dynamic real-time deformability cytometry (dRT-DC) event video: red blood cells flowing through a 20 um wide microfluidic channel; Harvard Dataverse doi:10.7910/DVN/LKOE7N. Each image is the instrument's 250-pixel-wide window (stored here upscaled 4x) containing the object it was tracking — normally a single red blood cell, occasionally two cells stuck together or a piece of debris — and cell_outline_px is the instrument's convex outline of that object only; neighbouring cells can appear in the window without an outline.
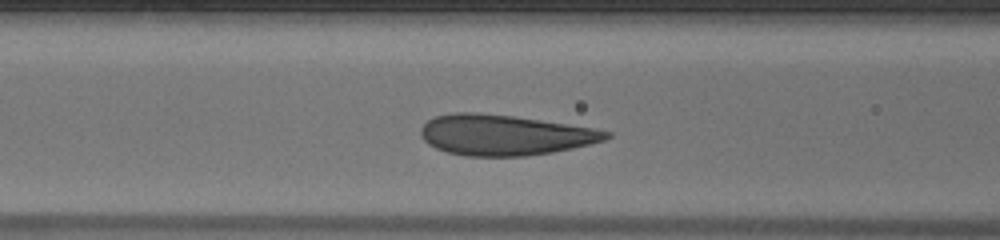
{"species": "human", "species_latin": "Homo sapiens", "temperature_condition": "warm", "stored_images_in_passage": 29, "camera_frame_rate_fps": 3000, "um_per_image_px": 0.085, "donor": {"sex": "male"}, "frame": {"image": 1, "passage_image": 7, "time_ms": 2.0, "image_size_px": [1000, 240], "cell_outline_px": [[612, 136], [604, 140], [572, 148], [552, 152], [528, 156], [464, 156], [448, 152], [436, 148], [428, 144], [424, 140], [420, 132], [420, 128], [428, 120], [436, 116], [456, 112], [476, 112], [512, 116], [592, 128], [612, 132]], "centroid_in_image_um": [42.85, 11.48], "position_along_channel_um": 123.7, "area_um2": 43.47}}
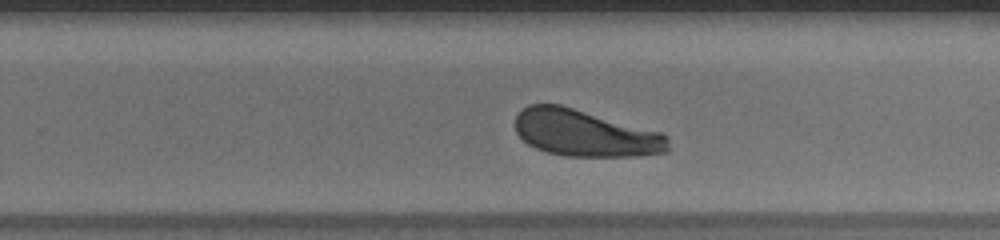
{"frame": {"image": 2, "passage_image": 19, "time_ms": 6.0, "image_size_px": [1000, 240], "cell_outline_px": [[668, 152], [640, 156], [564, 156], [548, 152], [536, 148], [528, 144], [516, 132], [516, 116], [528, 104], [560, 104], [660, 132], [668, 140]], "centroid_in_image_um": [49.72, 11.32], "position_along_channel_um": 280.1, "area_um2": 41.33}}
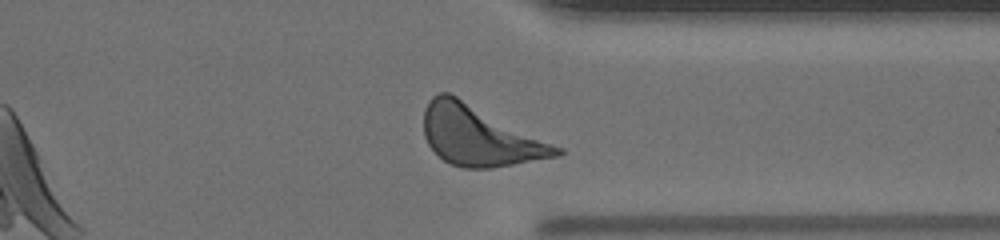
{"frame": {"image": 3, "passage_image": 26, "time_ms": 8.333, "image_size_px": [1000, 240], "cell_outline_px": [[564, 152], [560, 156], [492, 168], [464, 168], [452, 164], [444, 160], [428, 144], [424, 136], [424, 108], [428, 100], [432, 96], [440, 92], [448, 92], [564, 148]], "centroid_in_image_um": [40.77, 11.55], "position_along_channel_um": 370.6, "area_um2": 46.24}}